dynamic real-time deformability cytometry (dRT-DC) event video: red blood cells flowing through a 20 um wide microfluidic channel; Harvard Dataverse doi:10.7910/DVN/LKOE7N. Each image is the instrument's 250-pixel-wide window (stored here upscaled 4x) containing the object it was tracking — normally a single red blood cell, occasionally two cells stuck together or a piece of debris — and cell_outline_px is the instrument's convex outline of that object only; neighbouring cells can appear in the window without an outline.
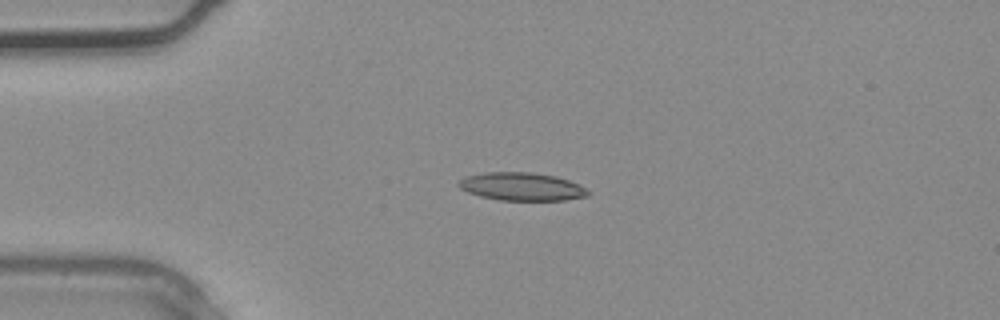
{"species": "common noctule bat (a hibernating species)", "species_latin": "Nyctalus noctula", "temperature_condition": "warm", "stored_images_in_passage": 3, "camera_frame_rate_fps": 3000, "um_per_image_px": 0.085, "animal": {"sex": "male", "body_mass_g": 20.4}, "frame": {"image": 1, "passage_image": 3, "time_ms": 0.667, "image_size_px": [1000, 320], "cell_outline_px": [[592, 192], [588, 196], [564, 200], [500, 200], [480, 196], [468, 192], [460, 188], [456, 184], [460, 180], [468, 176], [484, 172], [532, 172], [556, 176], [580, 184]], "centroid_in_image_um": [44.38, 15.86], "position_along_channel_um": 40.6, "area_um2": 21.21}}